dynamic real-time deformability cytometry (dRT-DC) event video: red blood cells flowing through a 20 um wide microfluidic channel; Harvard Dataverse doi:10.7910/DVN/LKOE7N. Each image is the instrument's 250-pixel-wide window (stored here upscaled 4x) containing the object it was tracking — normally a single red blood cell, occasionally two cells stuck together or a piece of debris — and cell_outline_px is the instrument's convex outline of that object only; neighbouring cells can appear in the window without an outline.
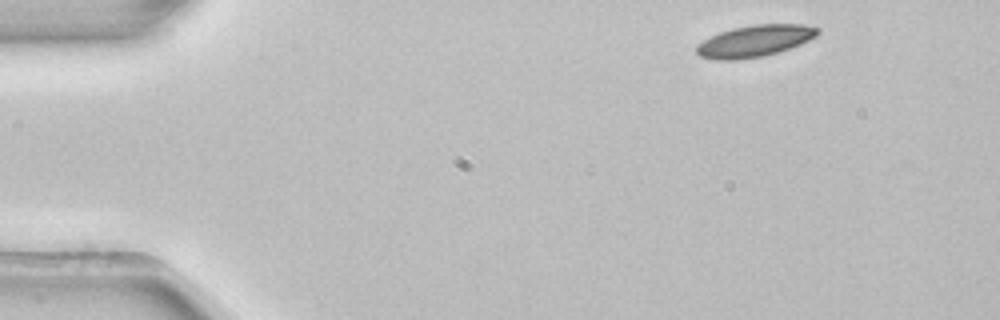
{"species": "common noctule bat (a hibernating species)", "species_latin": "Nyctalus noctula", "temperature_condition": "room temperature", "stored_images_in_passage": 3, "camera_frame_rate_fps": 3000, "um_per_image_px": 0.085, "animal": {"sex": "female", "body_mass_g": 22.7, "forearm_length_mm": 54.2}, "frame": {"image": 1, "passage_image": 1, "time_ms": 0.0, "image_size_px": [1000, 320], "cell_outline_px": [[820, 32], [816, 36], [800, 44], [776, 52], [760, 56], [736, 60], [716, 60], [700, 56], [696, 52], [696, 44], [720, 32], [732, 28], [752, 24], [804, 24], [820, 28]], "centroid_in_image_um": [64.14, 3.47], "position_along_channel_um": 20.9, "area_um2": 22.2}}
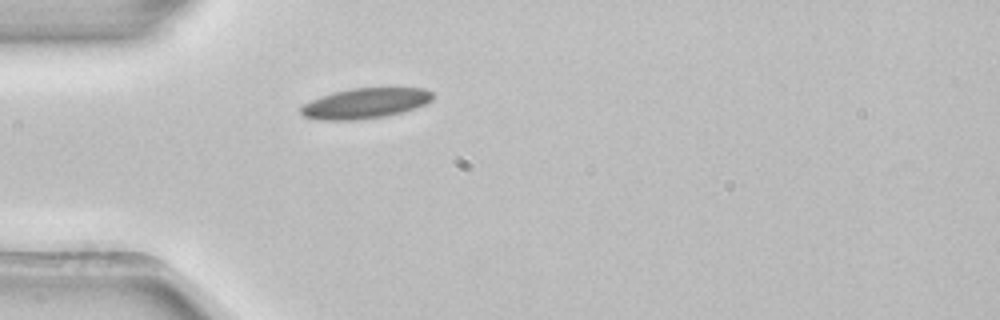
{"frame": {"image": 2, "passage_image": 3, "time_ms": 0.667, "image_size_px": [1000, 320], "cell_outline_px": [[432, 100], [428, 104], [404, 112], [384, 116], [360, 120], [320, 120], [304, 116], [300, 112], [300, 108], [304, 104], [320, 96], [332, 92], [352, 88], [424, 88], [432, 92]], "centroid_in_image_um": [31.06, 8.78], "position_along_channel_um": 53.9, "area_um2": 23.47}}